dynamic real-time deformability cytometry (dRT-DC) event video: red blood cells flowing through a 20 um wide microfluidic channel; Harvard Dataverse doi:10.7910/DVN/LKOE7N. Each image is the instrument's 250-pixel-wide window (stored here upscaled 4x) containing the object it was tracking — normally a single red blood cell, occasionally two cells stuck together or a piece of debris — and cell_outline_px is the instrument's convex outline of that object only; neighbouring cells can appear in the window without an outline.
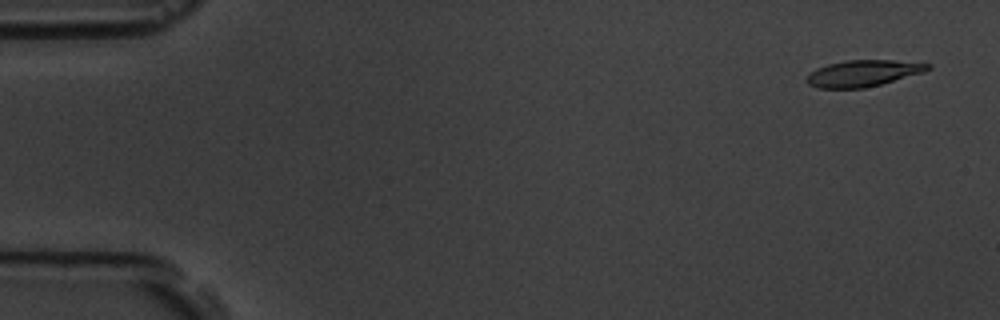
{"species": "common noctule bat (a hibernating species)", "species_latin": "Nyctalus noctula", "temperature_condition": "room temperature", "stored_images_in_passage": 4, "camera_frame_rate_fps": 3000, "um_per_image_px": 0.085, "animal": {"sex": "male", "body_mass_g": 19.5, "forearm_length_mm": 54.6}, "frame": {"image": 1, "passage_image": 1, "time_ms": 0.0, "image_size_px": [1000, 320], "cell_outline_px": [[932, 68], [924, 72], [880, 84], [864, 88], [816, 88], [808, 84], [808, 76], [816, 68], [828, 64], [844, 60], [892, 60], [932, 64]], "centroid_in_image_um": [73.38, 6.22], "position_along_channel_um": 11.6, "area_um2": 18.5}}